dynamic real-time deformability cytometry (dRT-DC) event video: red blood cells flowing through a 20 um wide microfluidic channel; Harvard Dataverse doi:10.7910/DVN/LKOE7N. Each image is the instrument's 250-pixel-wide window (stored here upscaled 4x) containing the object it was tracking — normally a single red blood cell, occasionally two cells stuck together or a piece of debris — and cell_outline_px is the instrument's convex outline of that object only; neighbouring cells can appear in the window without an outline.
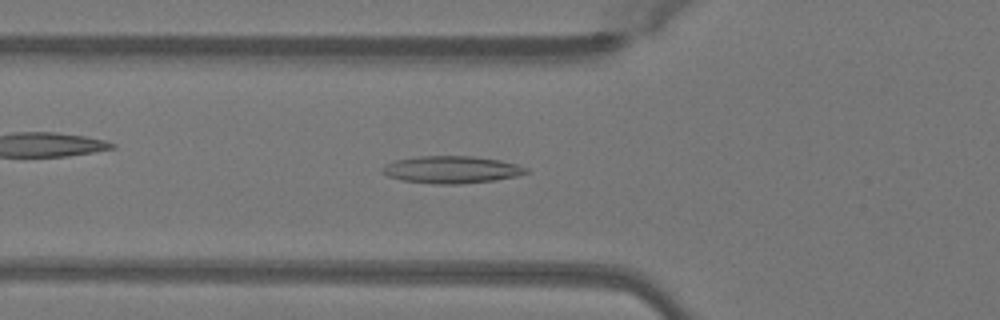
{"species": "Egyptian fruit bat (a non-hibernating species)", "species_latin": "Rousettus aegyptiacus", "temperature_condition": "warm", "stored_images_in_passage": 49, "camera_frame_rate_fps": 3000, "um_per_image_px": 0.085, "animal": {"sex": "female"}, "frame": {"image": 1, "passage_image": 17, "time_ms": 5.333, "image_size_px": [1000, 320], "cell_outline_px": [[532, 172], [516, 176], [496, 180], [460, 184], [436, 184], [404, 180], [388, 176], [380, 172], [380, 168], [384, 164], [396, 160], [416, 156], [472, 156], [500, 160], [516, 164], [528, 168]], "centroid_in_image_um": [38.38, 14.41], "position_along_channel_um": 87.4, "area_um2": 23.0}}
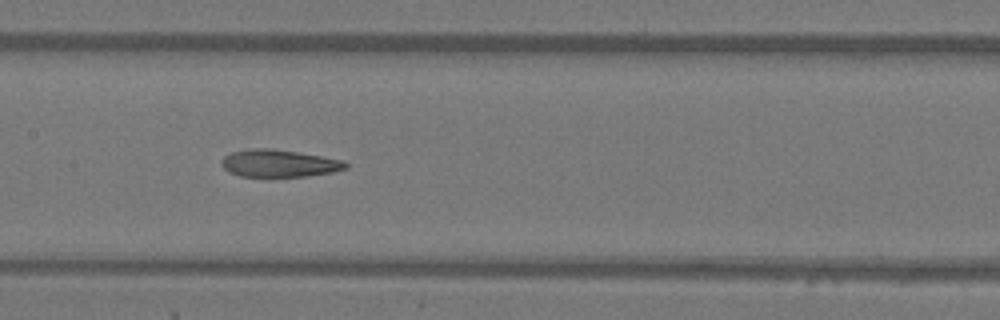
{"frame": {"image": 2, "passage_image": 24, "time_ms": 7.667, "image_size_px": [1000, 320], "cell_outline_px": [[348, 168], [332, 172], [308, 176], [240, 176], [228, 172], [220, 164], [220, 160], [224, 156], [232, 152], [252, 148], [272, 148], [300, 152], [344, 160], [348, 164]], "centroid_in_image_um": [23.72, 13.87], "position_along_channel_um": 183.7, "area_um2": 19.94}}
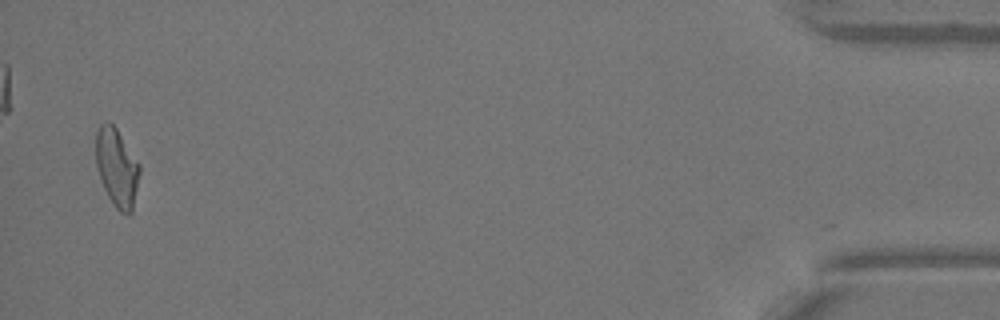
{"frame": {"image": 3, "passage_image": 48, "time_ms": 15.667, "image_size_px": [1000, 320], "cell_outline_px": [[140, 172], [132, 212], [128, 216], [120, 212], [116, 208], [108, 196], [104, 188], [96, 164], [96, 132], [100, 124], [104, 120], [108, 120], [116, 128], [140, 164]], "centroid_in_image_um": [9.93, 14.23], "position_along_channel_um": 425.3, "area_um2": 19.94}, "authors_computed_cell_mechanics": {"area_um2": 20.3456, "velocity_mm_per_s": 4.0782, "shape_relaxation_time_tau1_ms": null, "shape_relaxation_time_tau2_ms": 2.6345, "deformation_change_tau1": null, "deformation_change_tau2": 0.1135}}